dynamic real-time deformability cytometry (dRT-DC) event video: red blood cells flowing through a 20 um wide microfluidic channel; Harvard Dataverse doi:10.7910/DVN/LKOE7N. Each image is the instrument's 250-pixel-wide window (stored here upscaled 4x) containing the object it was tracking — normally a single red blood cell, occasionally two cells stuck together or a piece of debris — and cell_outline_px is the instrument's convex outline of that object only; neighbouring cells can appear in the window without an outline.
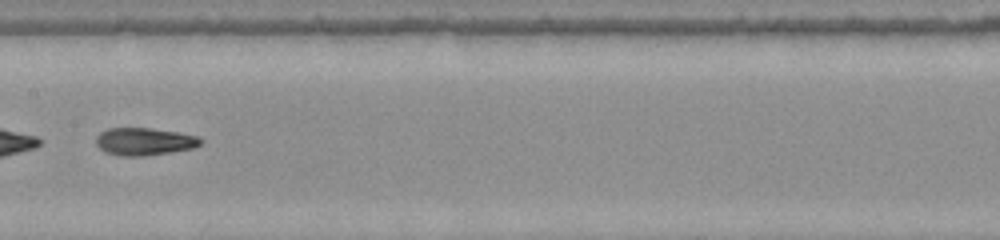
{"species": "common noctule bat (a hibernating species)", "species_latin": "Nyctalus noctula", "temperature_condition": "warm", "stored_images_in_passage": 50, "segment_of_instrument_passage": [2, 2], "camera_frame_rate_fps": 3000, "um_per_image_px": 0.085, "animal": {"sex": "female", "body_mass_g": 22.0, "forearm_length_mm": 56.7}, "frame": {"image": 1, "passage_image": 26, "time_ms": 8.333, "image_size_px": [1000, 240], "cell_outline_px": [[204, 140], [200, 144], [192, 148], [144, 156], [120, 156], [108, 152], [100, 148], [96, 144], [96, 136], [100, 132], [108, 128], [148, 128], [180, 132], [196, 136]], "centroid_in_image_um": [12.26, 12.02], "position_along_channel_um": 195.1, "area_um2": 16.65}}
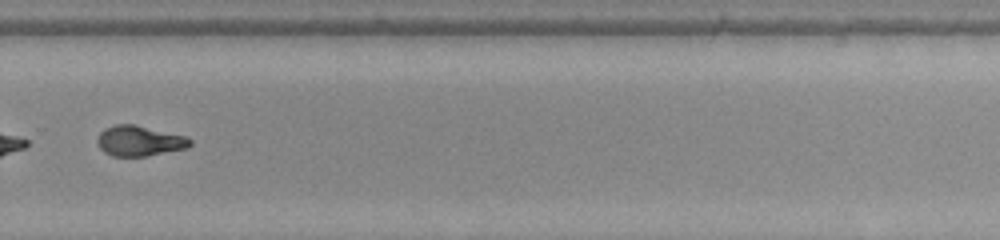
{"frame": {"image": 2, "passage_image": 35, "time_ms": 11.333, "image_size_px": [1000, 240], "cell_outline_px": [[192, 144], [188, 148], [144, 156], [112, 156], [104, 152], [100, 148], [96, 140], [100, 132], [104, 128], [116, 124], [136, 124], [184, 136], [192, 140]], "centroid_in_image_um": [11.83, 11.97], "position_along_channel_um": 318.0, "area_um2": 16.42}}